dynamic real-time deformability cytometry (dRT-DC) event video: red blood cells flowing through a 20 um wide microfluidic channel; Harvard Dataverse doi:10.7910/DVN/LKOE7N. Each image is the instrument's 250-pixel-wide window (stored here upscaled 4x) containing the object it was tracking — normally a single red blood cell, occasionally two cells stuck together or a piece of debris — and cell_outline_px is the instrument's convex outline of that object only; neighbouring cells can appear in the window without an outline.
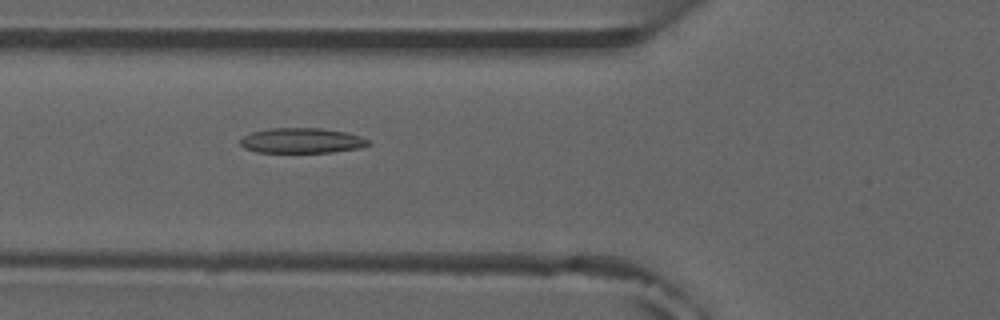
{"species": "common noctule bat (a hibernating species)", "species_latin": "Nyctalus noctula", "temperature_condition": "room temperature", "stored_images_in_passage": 3, "camera_frame_rate_fps": 3000, "um_per_image_px": 0.085, "animal": {"sex": "male", "forearm_length_mm": 52.5}, "frame": {"image": 1, "passage_image": 3, "time_ms": 2.333, "image_size_px": [1000, 320], "cell_outline_px": [[372, 144], [360, 148], [332, 152], [256, 152], [244, 148], [240, 144], [240, 140], [244, 136], [252, 132], [268, 128], [320, 128], [348, 132], [360, 136], [368, 140]], "centroid_in_image_um": [25.66, 11.95], "position_along_channel_um": 100.1, "area_um2": 18.84}}